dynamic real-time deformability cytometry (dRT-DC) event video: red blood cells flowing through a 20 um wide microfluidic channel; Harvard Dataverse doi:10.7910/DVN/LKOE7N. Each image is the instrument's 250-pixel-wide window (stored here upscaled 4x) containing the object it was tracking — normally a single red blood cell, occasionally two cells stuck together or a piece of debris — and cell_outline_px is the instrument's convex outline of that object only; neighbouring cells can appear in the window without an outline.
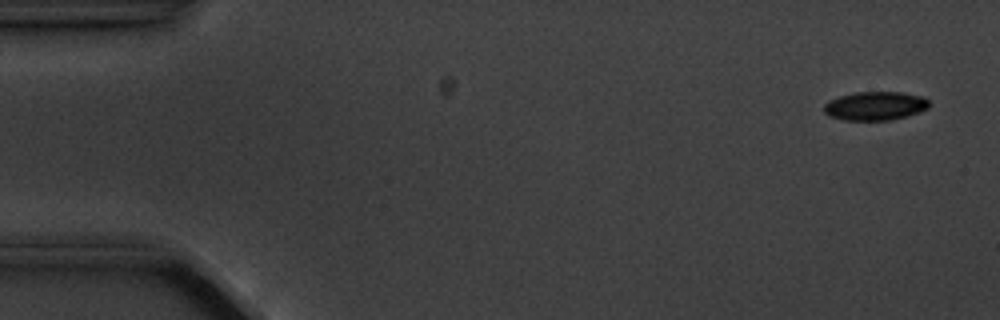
{"species": "common noctule bat (a hibernating species)", "species_latin": "Nyctalus noctula", "temperature_condition": "cold", "stored_images_in_passage": 4, "camera_frame_rate_fps": 3000, "um_per_image_px": 0.085, "animal": {"sex": "male", "body_mass_g": 20.1, "forearm_length_mm": 53.5}, "frame": {"image": 1, "passage_image": 1, "time_ms": 0.0, "image_size_px": [1000, 320], "cell_outline_px": [[928, 108], [908, 116], [892, 120], [844, 120], [828, 116], [824, 112], [824, 104], [828, 100], [840, 96], [856, 92], [904, 92], [924, 96], [928, 100]], "centroid_in_image_um": [74.39, 9.0], "position_along_channel_um": 10.6, "area_um2": 17.74}}